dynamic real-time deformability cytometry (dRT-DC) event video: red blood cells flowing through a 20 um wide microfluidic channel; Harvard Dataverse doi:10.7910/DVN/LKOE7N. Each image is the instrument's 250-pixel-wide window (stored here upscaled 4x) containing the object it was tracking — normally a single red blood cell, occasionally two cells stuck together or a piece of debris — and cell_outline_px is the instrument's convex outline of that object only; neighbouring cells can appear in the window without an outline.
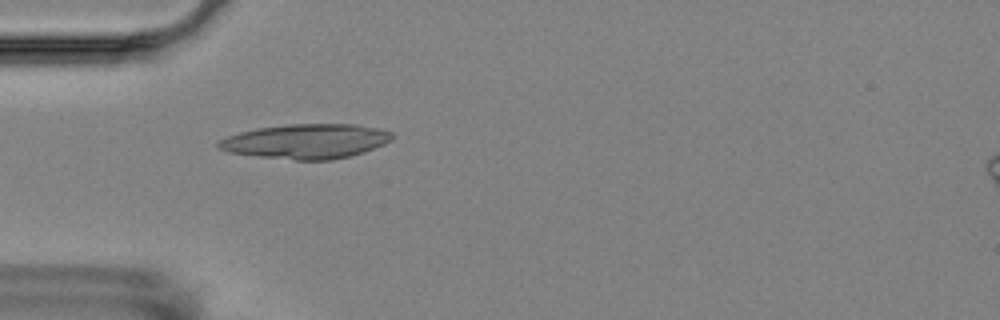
{"species": "Egyptian fruit bat (a non-hibernating species)", "species_latin": "Rousettus aegyptiacus", "temperature_condition": "room temperature", "stored_images_in_passage": 6, "camera_frame_rate_fps": 3000, "um_per_image_px": 0.085, "animal": {"sex": "female"}, "frame": {"image": 1, "passage_image": 6, "time_ms": 6.0, "image_size_px": [1000, 320], "cell_outline_px": [[392, 140], [384, 144], [348, 156], [332, 160], [296, 160], [256, 156], [228, 152], [220, 148], [216, 144], [216, 140], [240, 132], [256, 128], [288, 124], [356, 124], [380, 128], [392, 132]], "centroid_in_image_um": [25.99, 12.0], "position_along_channel_um": 59.0, "area_um2": 35.03}}